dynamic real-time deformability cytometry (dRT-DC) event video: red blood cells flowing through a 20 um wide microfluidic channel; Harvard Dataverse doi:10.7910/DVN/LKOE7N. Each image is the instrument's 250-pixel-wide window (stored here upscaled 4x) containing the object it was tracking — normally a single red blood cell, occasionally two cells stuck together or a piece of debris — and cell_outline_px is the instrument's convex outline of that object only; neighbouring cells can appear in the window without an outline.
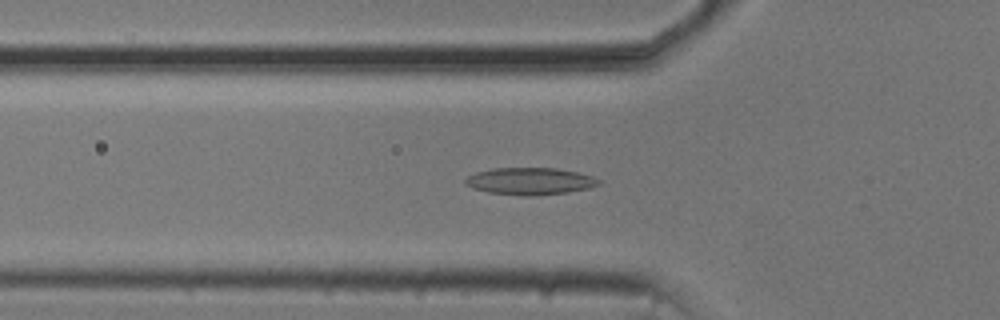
{"species": "common noctule bat (a hibernating species)", "species_latin": "Nyctalus noctula", "temperature_condition": "cold", "stored_images_in_passage": 51, "camera_frame_rate_fps": 3000, "um_per_image_px": 0.085, "animal": {"sex": "male", "body_mass_g": 20.5, "forearm_length_mm": 52.5}, "frame": {"image": 1, "passage_image": 18, "time_ms": 5.667, "image_size_px": [1000, 320], "cell_outline_px": [[600, 184], [588, 188], [568, 192], [536, 196], [524, 196], [488, 192], [472, 188], [464, 184], [464, 180], [468, 176], [476, 172], [492, 168], [556, 168], [576, 172], [592, 176], [600, 180]], "centroid_in_image_um": [45.02, 15.4], "position_along_channel_um": 80.8, "area_um2": 21.1}}
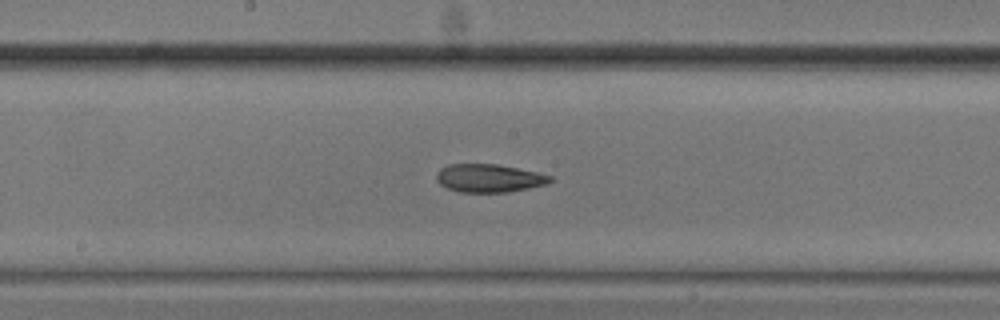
{"frame": {"image": 2, "passage_image": 28, "time_ms": 9.0, "image_size_px": [1000, 320], "cell_outline_px": [[552, 180], [548, 184], [508, 192], [460, 192], [448, 188], [440, 184], [436, 180], [436, 172], [440, 168], [448, 164], [496, 164], [536, 172], [552, 176]], "centroid_in_image_um": [41.54, 15.14], "position_along_channel_um": 206.7, "area_um2": 18.61}}
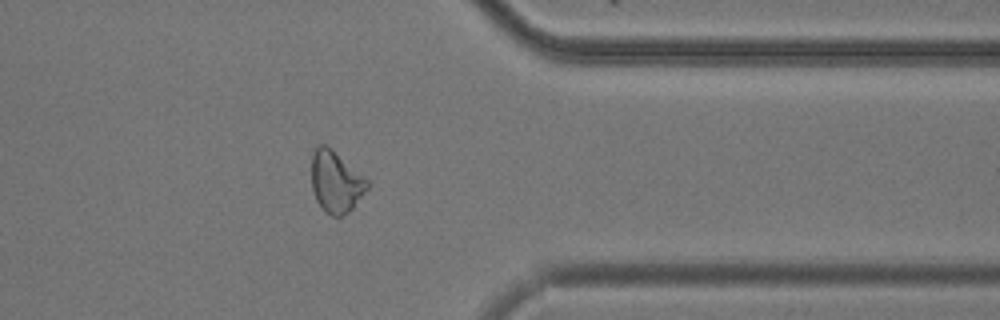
{"frame": {"image": 3, "passage_image": 43, "time_ms": 14.0, "image_size_px": [1000, 320], "cell_outline_px": [[368, 188], [352, 208], [348, 212], [340, 216], [332, 216], [324, 212], [316, 200], [312, 188], [312, 152], [320, 144], [324, 144], [332, 148], [368, 180]], "centroid_in_image_um": [28.53, 15.45], "position_along_channel_um": 382.9, "area_um2": 19.88}}